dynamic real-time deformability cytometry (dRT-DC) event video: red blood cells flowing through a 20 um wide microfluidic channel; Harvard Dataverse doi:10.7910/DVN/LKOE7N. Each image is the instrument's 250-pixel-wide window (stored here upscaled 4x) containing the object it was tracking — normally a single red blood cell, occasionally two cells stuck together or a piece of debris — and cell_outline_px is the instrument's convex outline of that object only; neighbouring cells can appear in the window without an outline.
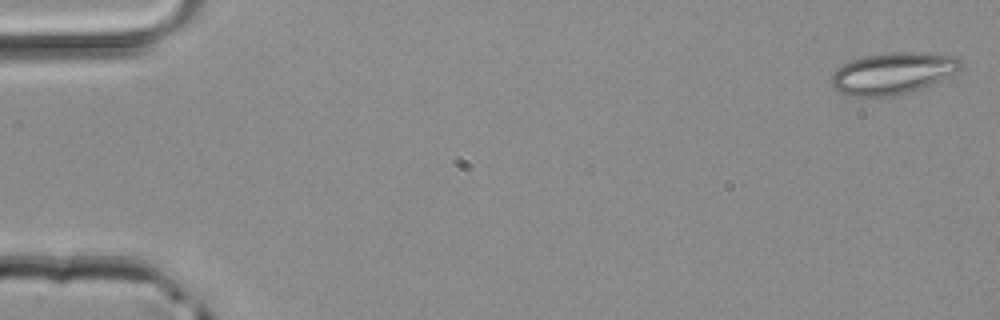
{"species": "common noctule bat (a hibernating species)", "species_latin": "Nyctalus noctula", "temperature_condition": "room temperature", "stored_images_in_passage": 44, "camera_frame_rate_fps": 3000, "um_per_image_px": 0.085, "animal": {"sex": "male", "body_mass_g": 20.4}, "frame": {"image": 1, "passage_image": 1, "time_ms": 0.0, "image_size_px": [1000, 320], "cell_outline_px": [[964, 68], [940, 80], [920, 88], [908, 92], [888, 96], [852, 96], [840, 92], [832, 88], [832, 72], [836, 68], [852, 60], [864, 56], [888, 52], [912, 52], [960, 56], [964, 64]], "centroid_in_image_um": [75.91, 6.21], "position_along_channel_um": 9.1, "area_um2": 31.39}}
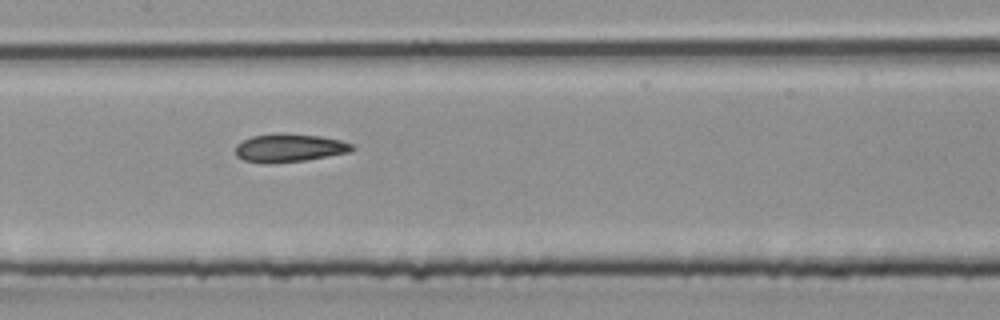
{"frame": {"image": 2, "passage_image": 23, "time_ms": 7.333, "image_size_px": [1000, 320], "cell_outline_px": [[356, 148], [352, 152], [304, 160], [268, 164], [264, 164], [244, 160], [236, 156], [236, 144], [252, 136], [272, 132], [320, 136], [340, 140], [352, 144]], "centroid_in_image_um": [24.58, 12.57], "position_along_channel_um": 182.8, "area_um2": 19.36}}
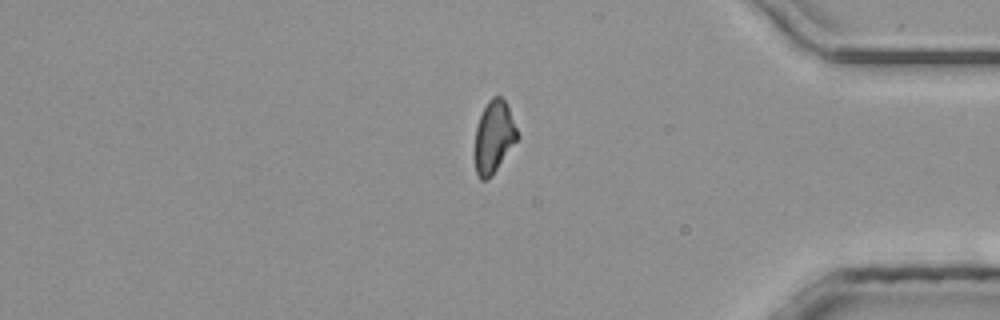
{"frame": {"image": 3, "passage_image": 39, "time_ms": 12.667, "image_size_px": [1000, 320], "cell_outline_px": [[520, 136], [492, 176], [488, 180], [480, 180], [476, 176], [476, 128], [480, 116], [488, 100], [492, 96], [500, 96], [504, 100], [508, 108]], "centroid_in_image_um": [41.99, 11.66], "position_along_channel_um": 393.2, "area_um2": 17.69}}